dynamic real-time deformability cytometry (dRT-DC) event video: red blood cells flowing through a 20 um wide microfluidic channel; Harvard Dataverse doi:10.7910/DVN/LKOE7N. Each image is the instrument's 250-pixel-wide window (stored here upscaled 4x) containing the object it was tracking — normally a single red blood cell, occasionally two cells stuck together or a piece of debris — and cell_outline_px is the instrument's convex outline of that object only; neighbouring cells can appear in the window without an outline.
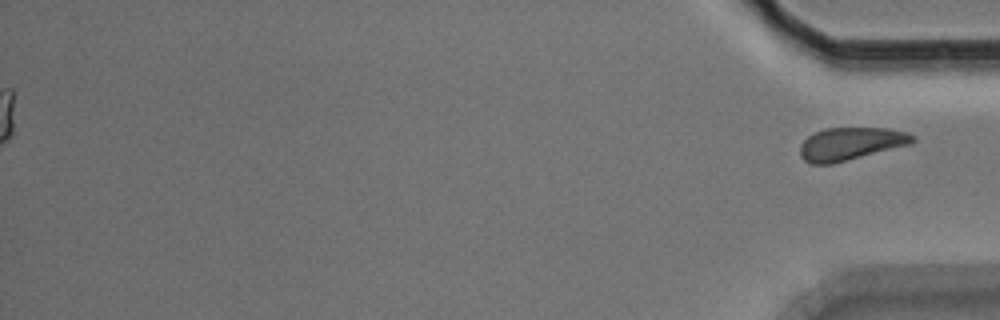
{"species": "Egyptian fruit bat (a non-hibernating species)", "species_latin": "Rousettus aegyptiacus", "temperature_condition": "room temperature", "stored_images_in_passage": 39, "segment_of_instrument_passage": [2, 2], "camera_frame_rate_fps": 3000, "um_per_image_px": 0.085, "animal": {"sex": "male"}, "frame": {"image": 1, "passage_image": 39, "time_ms": 12.667, "image_size_px": [1000, 320], "cell_outline_px": [[916, 140], [912, 144], [832, 164], [812, 164], [804, 160], [800, 156], [800, 144], [808, 136], [824, 128], [888, 128], [908, 132], [916, 136]], "centroid_in_image_um": [72.34, 12.22], "position_along_channel_um": 362.9, "area_um2": 21.68}}